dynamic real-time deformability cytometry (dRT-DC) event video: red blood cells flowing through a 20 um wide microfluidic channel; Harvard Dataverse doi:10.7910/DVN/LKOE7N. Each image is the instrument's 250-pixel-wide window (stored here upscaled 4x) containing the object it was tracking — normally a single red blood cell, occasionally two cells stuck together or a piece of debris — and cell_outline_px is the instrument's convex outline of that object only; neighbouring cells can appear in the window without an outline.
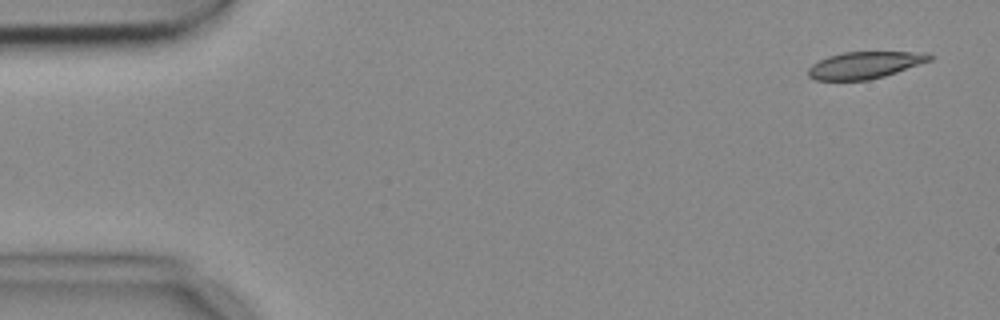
{"species": "common noctule bat (a hibernating species)", "species_latin": "Nyctalus noctula", "temperature_condition": "cold", "stored_images_in_passage": 6, "camera_frame_rate_fps": 3000, "um_per_image_px": 0.085, "animal": {"sex": "female", "body_mass_g": 18.4}, "frame": {"image": 1, "passage_image": 1, "time_ms": 0.0, "image_size_px": [1000, 320], "cell_outline_px": [[936, 56], [932, 60], [884, 76], [868, 80], [816, 80], [808, 76], [808, 68], [812, 64], [828, 56], [844, 52], [928, 52]], "centroid_in_image_um": [73.54, 5.52], "position_along_channel_um": 11.5, "area_um2": 19.07}}
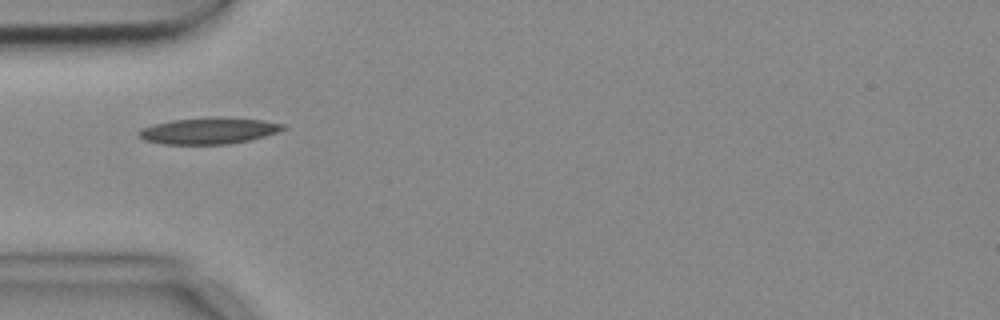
{"frame": {"image": 2, "passage_image": 4, "time_ms": 1.0, "image_size_px": [1000, 320], "cell_outline_px": [[284, 128], [276, 132], [264, 136], [248, 140], [228, 144], [164, 144], [144, 140], [136, 136], [136, 132], [140, 128], [172, 120], [212, 116], [216, 116], [264, 120], [284, 124]], "centroid_in_image_um": [17.68, 11.1], "position_along_channel_um": 67.3, "area_um2": 22.25}}
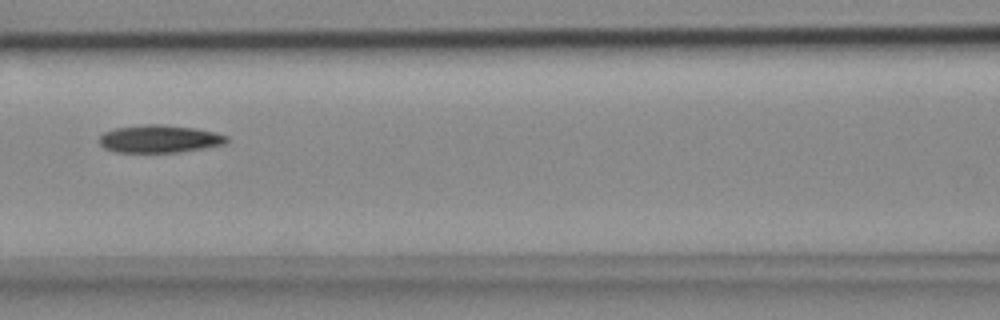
{"frame": {"image": 3, "passage_image": 6, "time_ms": 1.667, "image_size_px": [1000, 320], "cell_outline_px": [[228, 140], [224, 144], [204, 148], [180, 152], [116, 152], [104, 148], [100, 144], [100, 136], [104, 132], [116, 128], [144, 124], [160, 124], [196, 128], [216, 132], [228, 136]], "centroid_in_image_um": [13.57, 11.8], "position_along_channel_um": 153.0, "area_um2": 20.58}}